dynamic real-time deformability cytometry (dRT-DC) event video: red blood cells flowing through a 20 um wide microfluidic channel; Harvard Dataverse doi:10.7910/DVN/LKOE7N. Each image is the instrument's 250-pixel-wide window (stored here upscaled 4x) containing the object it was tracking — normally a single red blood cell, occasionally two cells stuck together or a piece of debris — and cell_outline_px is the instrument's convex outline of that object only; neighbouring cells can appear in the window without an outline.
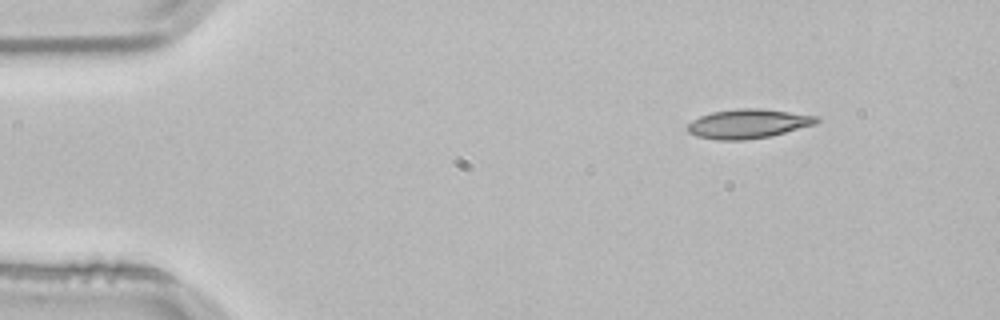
{"species": "common noctule bat (a hibernating species)", "species_latin": "Nyctalus noctula", "temperature_condition": "room temperature", "stored_images_in_passage": 47, "camera_frame_rate_fps": 3000, "um_per_image_px": 0.085, "animal": {"sex": "male", "body_mass_g": 21.5, "forearm_length_mm": 52.0}, "frame": {"image": 1, "passage_image": 1, "time_ms": 0.0, "image_size_px": [1000, 320], "cell_outline_px": [[820, 120], [816, 124], [768, 136], [744, 140], [720, 140], [696, 136], [688, 132], [688, 124], [692, 120], [700, 116], [712, 112], [740, 108], [760, 108], [820, 116]], "centroid_in_image_um": [63.6, 10.51], "position_along_channel_um": 21.4, "area_um2": 21.85}}
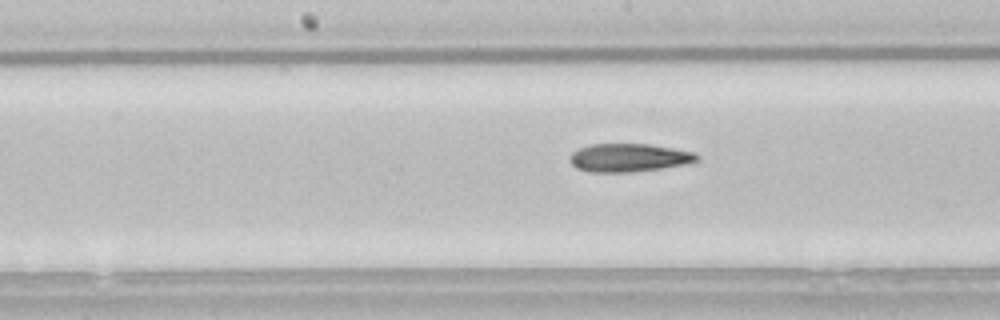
{"frame": {"image": 2, "passage_image": 21, "time_ms": 6.667, "image_size_px": [1000, 320], "cell_outline_px": [[700, 156], [696, 160], [684, 164], [660, 168], [632, 172], [588, 172], [576, 168], [572, 164], [572, 152], [580, 148], [592, 144], [648, 144], [672, 148], [692, 152]], "centroid_in_image_um": [53.43, 13.4], "position_along_channel_um": 194.8, "area_um2": 20.52}}
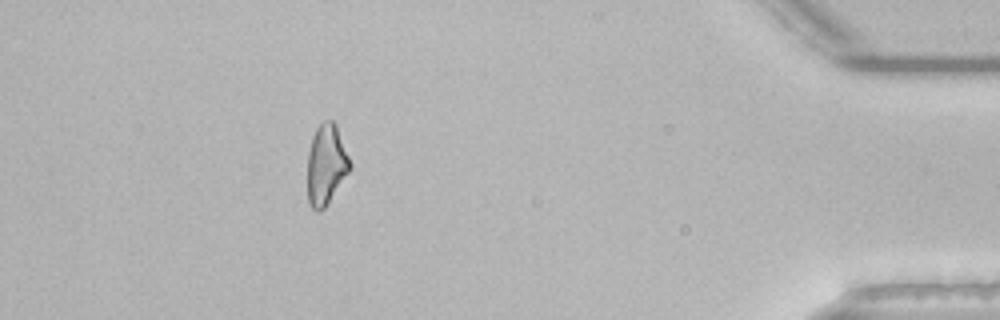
{"frame": {"image": 3, "passage_image": 42, "time_ms": 13.667, "image_size_px": [1000, 320], "cell_outline_px": [[352, 168], [324, 208], [316, 212], [308, 204], [308, 152], [312, 136], [316, 128], [324, 120], [332, 120], [336, 124], [352, 164]], "centroid_in_image_um": [27.73, 13.98], "position_along_channel_um": 407.5, "area_um2": 19.94}, "authors_computed_cell_mechanics": {"area_um2": 20.6924, "velocity_mm_per_s": 3.8178, "shape_relaxation_time_tau1_ms": 6.7786, "shape_relaxation_time_tau2_ms": null, "deformation_change_tau1": 0.176, "deformation_change_tau2": null}}